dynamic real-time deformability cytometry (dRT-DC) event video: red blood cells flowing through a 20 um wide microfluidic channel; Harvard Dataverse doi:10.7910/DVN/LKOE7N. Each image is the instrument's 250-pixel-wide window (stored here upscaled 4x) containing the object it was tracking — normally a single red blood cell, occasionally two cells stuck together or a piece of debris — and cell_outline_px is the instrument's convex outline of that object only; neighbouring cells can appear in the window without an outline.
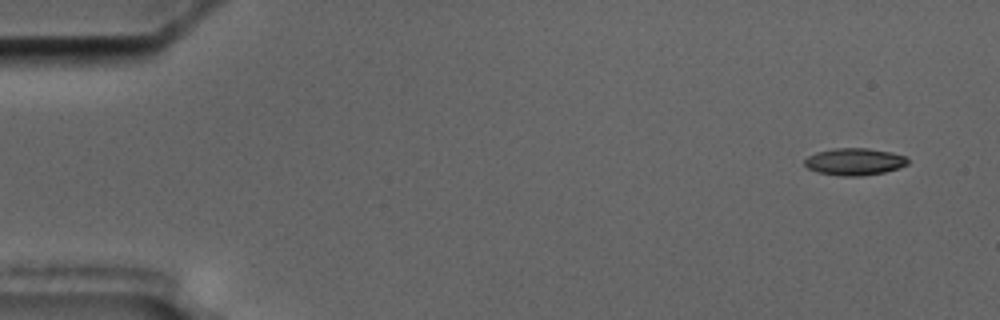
{"species": "common noctule bat (a hibernating species)", "species_latin": "Nyctalus noctula", "temperature_condition": "cold", "stored_images_in_passage": 5, "camera_frame_rate_fps": 3000, "um_per_image_px": 0.085, "animal": {"sex": "male", "body_mass_g": 17.5, "forearm_length_mm": 52.3}, "frame": {"image": 1, "passage_image": 1, "time_ms": 0.0, "image_size_px": [1000, 320], "cell_outline_px": [[908, 164], [884, 172], [860, 176], [840, 176], [816, 172], [808, 168], [804, 164], [804, 160], [808, 156], [816, 152], [836, 148], [868, 148], [892, 152], [904, 156], [908, 160]], "centroid_in_image_um": [72.6, 13.74], "position_along_channel_um": 12.4, "area_um2": 16.24}}
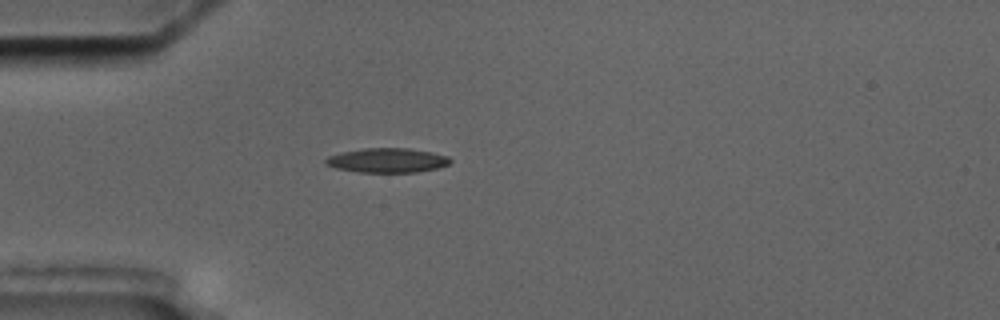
{"frame": {"image": 2, "passage_image": 5, "time_ms": 4.333, "image_size_px": [1000, 320], "cell_outline_px": [[452, 160], [448, 164], [436, 168], [416, 172], [360, 172], [336, 168], [324, 164], [324, 160], [328, 156], [340, 152], [364, 148], [408, 148], [432, 152], [448, 156]], "centroid_in_image_um": [32.89, 13.62], "position_along_channel_um": 52.1, "area_um2": 17.74}}